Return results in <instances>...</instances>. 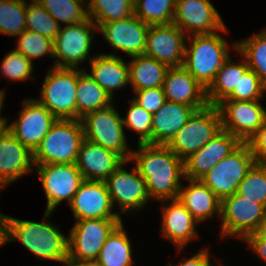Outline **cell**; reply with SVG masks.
<instances>
[{
    "mask_svg": "<svg viewBox=\"0 0 266 266\" xmlns=\"http://www.w3.org/2000/svg\"><path fill=\"white\" fill-rule=\"evenodd\" d=\"M84 138L118 154L130 161L132 151L127 149L123 118L111 104L103 109L89 112L81 119Z\"/></svg>",
    "mask_w": 266,
    "mask_h": 266,
    "instance_id": "52a82bcc",
    "label": "cell"
},
{
    "mask_svg": "<svg viewBox=\"0 0 266 266\" xmlns=\"http://www.w3.org/2000/svg\"><path fill=\"white\" fill-rule=\"evenodd\" d=\"M91 74L99 86L113 99L116 89L129 84V64L113 54H100L90 58Z\"/></svg>",
    "mask_w": 266,
    "mask_h": 266,
    "instance_id": "484cf974",
    "label": "cell"
},
{
    "mask_svg": "<svg viewBox=\"0 0 266 266\" xmlns=\"http://www.w3.org/2000/svg\"><path fill=\"white\" fill-rule=\"evenodd\" d=\"M229 57L221 66L215 80L206 90L208 105L217 106L226 99L240 82V78L249 69L246 60H241L238 64L231 62Z\"/></svg>",
    "mask_w": 266,
    "mask_h": 266,
    "instance_id": "f546056e",
    "label": "cell"
},
{
    "mask_svg": "<svg viewBox=\"0 0 266 266\" xmlns=\"http://www.w3.org/2000/svg\"><path fill=\"white\" fill-rule=\"evenodd\" d=\"M41 179L47 207L44 218L50 217L54 209L63 200L70 204L79 185L84 180L75 164H43L35 165Z\"/></svg>",
    "mask_w": 266,
    "mask_h": 266,
    "instance_id": "8fae6325",
    "label": "cell"
},
{
    "mask_svg": "<svg viewBox=\"0 0 266 266\" xmlns=\"http://www.w3.org/2000/svg\"><path fill=\"white\" fill-rule=\"evenodd\" d=\"M2 105H3V101H0V112L2 109ZM0 116H1V113H0ZM6 121H7L6 118L0 117V130L5 127L7 123Z\"/></svg>",
    "mask_w": 266,
    "mask_h": 266,
    "instance_id": "681fc988",
    "label": "cell"
},
{
    "mask_svg": "<svg viewBox=\"0 0 266 266\" xmlns=\"http://www.w3.org/2000/svg\"><path fill=\"white\" fill-rule=\"evenodd\" d=\"M176 0H134V14L149 25L171 24Z\"/></svg>",
    "mask_w": 266,
    "mask_h": 266,
    "instance_id": "836d02e7",
    "label": "cell"
},
{
    "mask_svg": "<svg viewBox=\"0 0 266 266\" xmlns=\"http://www.w3.org/2000/svg\"><path fill=\"white\" fill-rule=\"evenodd\" d=\"M189 186L179 189L177 199L191 213L197 222H203L214 213L221 215V200L201 181L191 180Z\"/></svg>",
    "mask_w": 266,
    "mask_h": 266,
    "instance_id": "4316f807",
    "label": "cell"
},
{
    "mask_svg": "<svg viewBox=\"0 0 266 266\" xmlns=\"http://www.w3.org/2000/svg\"><path fill=\"white\" fill-rule=\"evenodd\" d=\"M83 140L80 119H57L33 152V163L75 164Z\"/></svg>",
    "mask_w": 266,
    "mask_h": 266,
    "instance_id": "277c9868",
    "label": "cell"
},
{
    "mask_svg": "<svg viewBox=\"0 0 266 266\" xmlns=\"http://www.w3.org/2000/svg\"><path fill=\"white\" fill-rule=\"evenodd\" d=\"M68 236V263L95 262L107 237L122 219H81Z\"/></svg>",
    "mask_w": 266,
    "mask_h": 266,
    "instance_id": "ba28073f",
    "label": "cell"
},
{
    "mask_svg": "<svg viewBox=\"0 0 266 266\" xmlns=\"http://www.w3.org/2000/svg\"><path fill=\"white\" fill-rule=\"evenodd\" d=\"M185 33L175 24L150 25L144 55L166 64L183 66L185 57Z\"/></svg>",
    "mask_w": 266,
    "mask_h": 266,
    "instance_id": "e0dca14e",
    "label": "cell"
},
{
    "mask_svg": "<svg viewBox=\"0 0 266 266\" xmlns=\"http://www.w3.org/2000/svg\"><path fill=\"white\" fill-rule=\"evenodd\" d=\"M217 107L222 129L242 143H247L266 120V110L259 101L223 100Z\"/></svg>",
    "mask_w": 266,
    "mask_h": 266,
    "instance_id": "4fadbf2b",
    "label": "cell"
},
{
    "mask_svg": "<svg viewBox=\"0 0 266 266\" xmlns=\"http://www.w3.org/2000/svg\"><path fill=\"white\" fill-rule=\"evenodd\" d=\"M195 111L193 106L166 101L153 114L152 145H167Z\"/></svg>",
    "mask_w": 266,
    "mask_h": 266,
    "instance_id": "d4e9b609",
    "label": "cell"
},
{
    "mask_svg": "<svg viewBox=\"0 0 266 266\" xmlns=\"http://www.w3.org/2000/svg\"><path fill=\"white\" fill-rule=\"evenodd\" d=\"M243 240L247 241L250 248L258 254V258L266 261V242L260 241L253 233L247 235Z\"/></svg>",
    "mask_w": 266,
    "mask_h": 266,
    "instance_id": "bcb514c9",
    "label": "cell"
},
{
    "mask_svg": "<svg viewBox=\"0 0 266 266\" xmlns=\"http://www.w3.org/2000/svg\"><path fill=\"white\" fill-rule=\"evenodd\" d=\"M6 242V215L0 213V246Z\"/></svg>",
    "mask_w": 266,
    "mask_h": 266,
    "instance_id": "c3c4849f",
    "label": "cell"
},
{
    "mask_svg": "<svg viewBox=\"0 0 266 266\" xmlns=\"http://www.w3.org/2000/svg\"><path fill=\"white\" fill-rule=\"evenodd\" d=\"M149 26L133 14L125 19L102 23L98 30L114 50H121L132 57L144 54Z\"/></svg>",
    "mask_w": 266,
    "mask_h": 266,
    "instance_id": "ffe728a7",
    "label": "cell"
},
{
    "mask_svg": "<svg viewBox=\"0 0 266 266\" xmlns=\"http://www.w3.org/2000/svg\"><path fill=\"white\" fill-rule=\"evenodd\" d=\"M51 69L37 101L57 119H76L78 69L56 66Z\"/></svg>",
    "mask_w": 266,
    "mask_h": 266,
    "instance_id": "5b68a950",
    "label": "cell"
},
{
    "mask_svg": "<svg viewBox=\"0 0 266 266\" xmlns=\"http://www.w3.org/2000/svg\"><path fill=\"white\" fill-rule=\"evenodd\" d=\"M130 161L145 180L150 199H176L181 188L180 177H185L184 161L166 145L138 144Z\"/></svg>",
    "mask_w": 266,
    "mask_h": 266,
    "instance_id": "6da1fadb",
    "label": "cell"
},
{
    "mask_svg": "<svg viewBox=\"0 0 266 266\" xmlns=\"http://www.w3.org/2000/svg\"><path fill=\"white\" fill-rule=\"evenodd\" d=\"M5 97V92H4V90L2 91V90H0V101H4V98Z\"/></svg>",
    "mask_w": 266,
    "mask_h": 266,
    "instance_id": "816d5d0a",
    "label": "cell"
},
{
    "mask_svg": "<svg viewBox=\"0 0 266 266\" xmlns=\"http://www.w3.org/2000/svg\"><path fill=\"white\" fill-rule=\"evenodd\" d=\"M65 265H66V266H74L73 264H70V263H68V262H67Z\"/></svg>",
    "mask_w": 266,
    "mask_h": 266,
    "instance_id": "f5cc1de1",
    "label": "cell"
},
{
    "mask_svg": "<svg viewBox=\"0 0 266 266\" xmlns=\"http://www.w3.org/2000/svg\"><path fill=\"white\" fill-rule=\"evenodd\" d=\"M173 24L191 35L227 31L222 18L209 0H176Z\"/></svg>",
    "mask_w": 266,
    "mask_h": 266,
    "instance_id": "9a60e30c",
    "label": "cell"
},
{
    "mask_svg": "<svg viewBox=\"0 0 266 266\" xmlns=\"http://www.w3.org/2000/svg\"><path fill=\"white\" fill-rule=\"evenodd\" d=\"M237 193L266 207V163H255L239 184Z\"/></svg>",
    "mask_w": 266,
    "mask_h": 266,
    "instance_id": "74e56055",
    "label": "cell"
},
{
    "mask_svg": "<svg viewBox=\"0 0 266 266\" xmlns=\"http://www.w3.org/2000/svg\"><path fill=\"white\" fill-rule=\"evenodd\" d=\"M33 152L24 146L6 127L0 130V190L30 173Z\"/></svg>",
    "mask_w": 266,
    "mask_h": 266,
    "instance_id": "44dd1931",
    "label": "cell"
},
{
    "mask_svg": "<svg viewBox=\"0 0 266 266\" xmlns=\"http://www.w3.org/2000/svg\"><path fill=\"white\" fill-rule=\"evenodd\" d=\"M98 26L90 19L60 27L57 37L53 41V57L56 59L54 66L78 68V64L88 57L94 31ZM61 59V60H60Z\"/></svg>",
    "mask_w": 266,
    "mask_h": 266,
    "instance_id": "30bf717a",
    "label": "cell"
},
{
    "mask_svg": "<svg viewBox=\"0 0 266 266\" xmlns=\"http://www.w3.org/2000/svg\"><path fill=\"white\" fill-rule=\"evenodd\" d=\"M255 163L249 145L242 143L200 180L222 201L237 192L239 184Z\"/></svg>",
    "mask_w": 266,
    "mask_h": 266,
    "instance_id": "9c48e42d",
    "label": "cell"
},
{
    "mask_svg": "<svg viewBox=\"0 0 266 266\" xmlns=\"http://www.w3.org/2000/svg\"><path fill=\"white\" fill-rule=\"evenodd\" d=\"M134 92L136 98L132 100L151 114L156 113L167 101L163 87L147 88Z\"/></svg>",
    "mask_w": 266,
    "mask_h": 266,
    "instance_id": "7bdbcfd3",
    "label": "cell"
},
{
    "mask_svg": "<svg viewBox=\"0 0 266 266\" xmlns=\"http://www.w3.org/2000/svg\"><path fill=\"white\" fill-rule=\"evenodd\" d=\"M60 25L59 21L77 24L88 18L82 0H36Z\"/></svg>",
    "mask_w": 266,
    "mask_h": 266,
    "instance_id": "d590c367",
    "label": "cell"
},
{
    "mask_svg": "<svg viewBox=\"0 0 266 266\" xmlns=\"http://www.w3.org/2000/svg\"><path fill=\"white\" fill-rule=\"evenodd\" d=\"M168 201L172 203L162 208V234L181 251L183 246L198 237L195 227L198 222L177 198L162 202L166 204Z\"/></svg>",
    "mask_w": 266,
    "mask_h": 266,
    "instance_id": "cb8c5ba5",
    "label": "cell"
},
{
    "mask_svg": "<svg viewBox=\"0 0 266 266\" xmlns=\"http://www.w3.org/2000/svg\"><path fill=\"white\" fill-rule=\"evenodd\" d=\"M266 87L261 83L259 77L252 69H248L240 82L238 87L224 100H237V101H260Z\"/></svg>",
    "mask_w": 266,
    "mask_h": 266,
    "instance_id": "b9f144b4",
    "label": "cell"
},
{
    "mask_svg": "<svg viewBox=\"0 0 266 266\" xmlns=\"http://www.w3.org/2000/svg\"><path fill=\"white\" fill-rule=\"evenodd\" d=\"M253 234L263 242H266V215L260 221L257 229L253 232Z\"/></svg>",
    "mask_w": 266,
    "mask_h": 266,
    "instance_id": "7dc6e473",
    "label": "cell"
},
{
    "mask_svg": "<svg viewBox=\"0 0 266 266\" xmlns=\"http://www.w3.org/2000/svg\"><path fill=\"white\" fill-rule=\"evenodd\" d=\"M74 266H99L96 262H82L73 264Z\"/></svg>",
    "mask_w": 266,
    "mask_h": 266,
    "instance_id": "f907efd6",
    "label": "cell"
},
{
    "mask_svg": "<svg viewBox=\"0 0 266 266\" xmlns=\"http://www.w3.org/2000/svg\"><path fill=\"white\" fill-rule=\"evenodd\" d=\"M19 118L5 127L31 152H34L57 118L37 100L24 101Z\"/></svg>",
    "mask_w": 266,
    "mask_h": 266,
    "instance_id": "5bb4252c",
    "label": "cell"
},
{
    "mask_svg": "<svg viewBox=\"0 0 266 266\" xmlns=\"http://www.w3.org/2000/svg\"><path fill=\"white\" fill-rule=\"evenodd\" d=\"M221 129L218 107L207 105L196 110L166 146L184 161L192 153L200 150Z\"/></svg>",
    "mask_w": 266,
    "mask_h": 266,
    "instance_id": "8992f818",
    "label": "cell"
},
{
    "mask_svg": "<svg viewBox=\"0 0 266 266\" xmlns=\"http://www.w3.org/2000/svg\"><path fill=\"white\" fill-rule=\"evenodd\" d=\"M129 64V84L134 91L163 87L168 66L144 54L132 56Z\"/></svg>",
    "mask_w": 266,
    "mask_h": 266,
    "instance_id": "83f0119b",
    "label": "cell"
},
{
    "mask_svg": "<svg viewBox=\"0 0 266 266\" xmlns=\"http://www.w3.org/2000/svg\"><path fill=\"white\" fill-rule=\"evenodd\" d=\"M177 266H211L207 249L194 254L191 258L180 261Z\"/></svg>",
    "mask_w": 266,
    "mask_h": 266,
    "instance_id": "f6af8a7d",
    "label": "cell"
},
{
    "mask_svg": "<svg viewBox=\"0 0 266 266\" xmlns=\"http://www.w3.org/2000/svg\"><path fill=\"white\" fill-rule=\"evenodd\" d=\"M242 142L230 132L221 129L200 150L184 160L185 178L200 180L219 161L233 153Z\"/></svg>",
    "mask_w": 266,
    "mask_h": 266,
    "instance_id": "ac0fdd59",
    "label": "cell"
},
{
    "mask_svg": "<svg viewBox=\"0 0 266 266\" xmlns=\"http://www.w3.org/2000/svg\"><path fill=\"white\" fill-rule=\"evenodd\" d=\"M25 0H0V33L17 36L26 30Z\"/></svg>",
    "mask_w": 266,
    "mask_h": 266,
    "instance_id": "e575fe53",
    "label": "cell"
},
{
    "mask_svg": "<svg viewBox=\"0 0 266 266\" xmlns=\"http://www.w3.org/2000/svg\"><path fill=\"white\" fill-rule=\"evenodd\" d=\"M7 242L18 240L41 259L68 262V236L51 222L19 220L6 215Z\"/></svg>",
    "mask_w": 266,
    "mask_h": 266,
    "instance_id": "7a4b0ae2",
    "label": "cell"
},
{
    "mask_svg": "<svg viewBox=\"0 0 266 266\" xmlns=\"http://www.w3.org/2000/svg\"><path fill=\"white\" fill-rule=\"evenodd\" d=\"M233 48L243 55L248 67L259 77L266 87V30L251 38L234 42Z\"/></svg>",
    "mask_w": 266,
    "mask_h": 266,
    "instance_id": "d6a6232c",
    "label": "cell"
},
{
    "mask_svg": "<svg viewBox=\"0 0 266 266\" xmlns=\"http://www.w3.org/2000/svg\"><path fill=\"white\" fill-rule=\"evenodd\" d=\"M112 102V98L89 73L78 68L76 119H81L89 112L108 107Z\"/></svg>",
    "mask_w": 266,
    "mask_h": 266,
    "instance_id": "f1b7e54d",
    "label": "cell"
},
{
    "mask_svg": "<svg viewBox=\"0 0 266 266\" xmlns=\"http://www.w3.org/2000/svg\"><path fill=\"white\" fill-rule=\"evenodd\" d=\"M129 161H123L105 180L113 207L118 203L122 213L141 209L150 200L145 180L136 167L128 172L123 166Z\"/></svg>",
    "mask_w": 266,
    "mask_h": 266,
    "instance_id": "2e32d148",
    "label": "cell"
},
{
    "mask_svg": "<svg viewBox=\"0 0 266 266\" xmlns=\"http://www.w3.org/2000/svg\"><path fill=\"white\" fill-rule=\"evenodd\" d=\"M31 62L22 53L15 49L6 54L1 61V74L13 81H26L31 77L33 69Z\"/></svg>",
    "mask_w": 266,
    "mask_h": 266,
    "instance_id": "60d3db41",
    "label": "cell"
},
{
    "mask_svg": "<svg viewBox=\"0 0 266 266\" xmlns=\"http://www.w3.org/2000/svg\"><path fill=\"white\" fill-rule=\"evenodd\" d=\"M18 38L15 50L22 53L31 62L33 59L50 55L53 58V41L40 35L39 33L28 30L23 31Z\"/></svg>",
    "mask_w": 266,
    "mask_h": 266,
    "instance_id": "f35d334b",
    "label": "cell"
},
{
    "mask_svg": "<svg viewBox=\"0 0 266 266\" xmlns=\"http://www.w3.org/2000/svg\"><path fill=\"white\" fill-rule=\"evenodd\" d=\"M76 220L121 219L113 205L105 181L83 180L69 204Z\"/></svg>",
    "mask_w": 266,
    "mask_h": 266,
    "instance_id": "d6986e66",
    "label": "cell"
},
{
    "mask_svg": "<svg viewBox=\"0 0 266 266\" xmlns=\"http://www.w3.org/2000/svg\"><path fill=\"white\" fill-rule=\"evenodd\" d=\"M163 89L166 100L193 106L196 110L208 105L206 89L183 67H169Z\"/></svg>",
    "mask_w": 266,
    "mask_h": 266,
    "instance_id": "603a6c76",
    "label": "cell"
},
{
    "mask_svg": "<svg viewBox=\"0 0 266 266\" xmlns=\"http://www.w3.org/2000/svg\"><path fill=\"white\" fill-rule=\"evenodd\" d=\"M85 4L88 18L98 27L134 14V0H90Z\"/></svg>",
    "mask_w": 266,
    "mask_h": 266,
    "instance_id": "1f68e13d",
    "label": "cell"
},
{
    "mask_svg": "<svg viewBox=\"0 0 266 266\" xmlns=\"http://www.w3.org/2000/svg\"><path fill=\"white\" fill-rule=\"evenodd\" d=\"M123 161L115 152L84 138L75 165L84 180L105 181Z\"/></svg>",
    "mask_w": 266,
    "mask_h": 266,
    "instance_id": "7402d4cb",
    "label": "cell"
},
{
    "mask_svg": "<svg viewBox=\"0 0 266 266\" xmlns=\"http://www.w3.org/2000/svg\"><path fill=\"white\" fill-rule=\"evenodd\" d=\"M256 163H266V120L258 131L248 140Z\"/></svg>",
    "mask_w": 266,
    "mask_h": 266,
    "instance_id": "ee69618b",
    "label": "cell"
},
{
    "mask_svg": "<svg viewBox=\"0 0 266 266\" xmlns=\"http://www.w3.org/2000/svg\"><path fill=\"white\" fill-rule=\"evenodd\" d=\"M152 120L153 114L132 100L126 118H123V124L130 130L138 132V144H152Z\"/></svg>",
    "mask_w": 266,
    "mask_h": 266,
    "instance_id": "ab89813d",
    "label": "cell"
},
{
    "mask_svg": "<svg viewBox=\"0 0 266 266\" xmlns=\"http://www.w3.org/2000/svg\"><path fill=\"white\" fill-rule=\"evenodd\" d=\"M186 40L190 45L186 44L185 47L183 67L207 90L230 57V46L218 32L191 35Z\"/></svg>",
    "mask_w": 266,
    "mask_h": 266,
    "instance_id": "3957f363",
    "label": "cell"
},
{
    "mask_svg": "<svg viewBox=\"0 0 266 266\" xmlns=\"http://www.w3.org/2000/svg\"><path fill=\"white\" fill-rule=\"evenodd\" d=\"M31 1L26 9V30L54 41L61 26L36 0Z\"/></svg>",
    "mask_w": 266,
    "mask_h": 266,
    "instance_id": "8d00e7d4",
    "label": "cell"
},
{
    "mask_svg": "<svg viewBox=\"0 0 266 266\" xmlns=\"http://www.w3.org/2000/svg\"><path fill=\"white\" fill-rule=\"evenodd\" d=\"M265 215V206L237 192L224 198L221 201V238L236 235L244 239L257 229Z\"/></svg>",
    "mask_w": 266,
    "mask_h": 266,
    "instance_id": "7c38bea8",
    "label": "cell"
},
{
    "mask_svg": "<svg viewBox=\"0 0 266 266\" xmlns=\"http://www.w3.org/2000/svg\"><path fill=\"white\" fill-rule=\"evenodd\" d=\"M121 222L107 237L96 263L99 266H132V249Z\"/></svg>",
    "mask_w": 266,
    "mask_h": 266,
    "instance_id": "4dcf8cb0",
    "label": "cell"
}]
</instances>
